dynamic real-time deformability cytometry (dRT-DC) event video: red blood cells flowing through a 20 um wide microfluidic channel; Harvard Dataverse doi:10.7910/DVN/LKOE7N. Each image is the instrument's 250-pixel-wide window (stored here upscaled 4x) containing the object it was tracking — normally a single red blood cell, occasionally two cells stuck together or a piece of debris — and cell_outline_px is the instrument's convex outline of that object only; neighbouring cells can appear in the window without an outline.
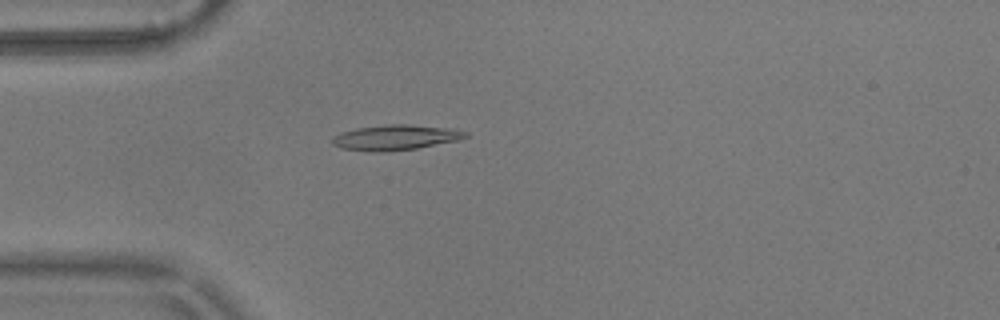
{"species": "common noctule bat (a hibernating species)", "species_latin": "Nyctalus noctula", "temperature_condition": "warm", "stored_images_in_passage": 55, "camera_frame_rate_fps": 3000, "um_per_image_px": 0.085, "animal": {"sex": "male", "body_mass_g": 17.9}, "frame": {"image": 1, "passage_image": 15, "time_ms": 4.667, "image_size_px": [1000, 320], "cell_outline_px": [[468, 136], [460, 140], [416, 148], [388, 152], [372, 152], [340, 148], [332, 144], [332, 140], [340, 132], [356, 128], [388, 124], [408, 124], [452, 128], [468, 132]], "centroid_in_image_um": [33.64, 11.68], "position_along_channel_um": 51.4, "area_um2": 19.77}}
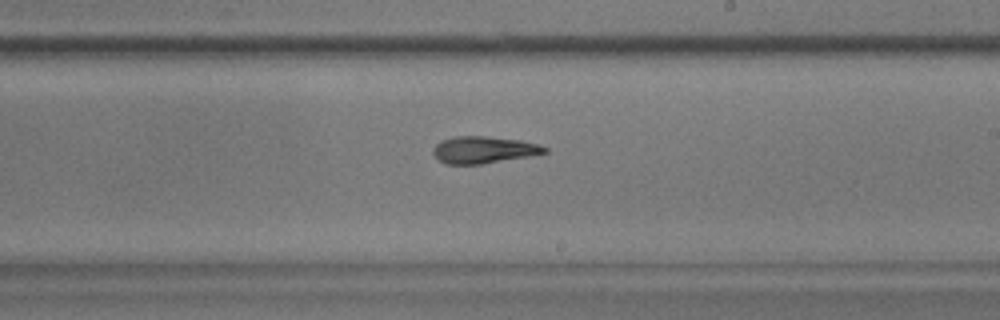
{"frame": {"image": 2, "passage_image": 32, "time_ms": 10.333, "image_size_px": [1000, 320], "cell_outline_px": [[548, 152], [528, 156], [480, 164], [444, 164], [432, 152], [432, 148], [440, 140], [456, 136], [484, 136], [520, 140], [540, 144], [548, 148]], "centroid_in_image_um": [41.1, 12.72], "position_along_channel_um": 247.9, "area_um2": 17.46}}
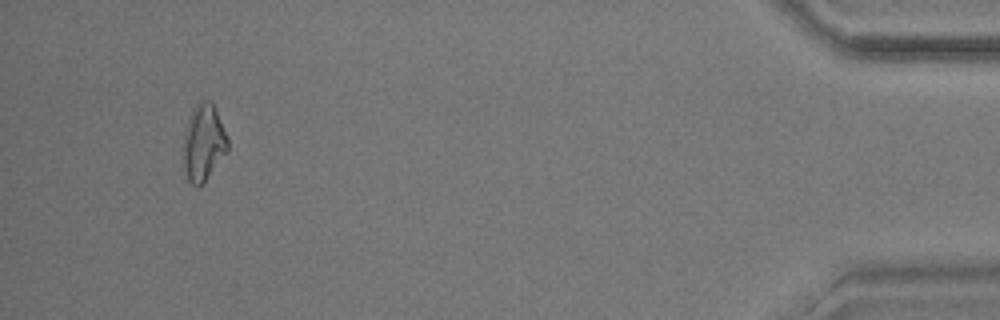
{"frame": {"image": 3, "passage_image": 52, "time_ms": 17.0, "image_size_px": [1000, 320], "cell_outline_px": [[228, 152], [200, 188], [192, 184], [188, 180], [184, 168], [184, 132], [192, 108], [204, 100], [208, 100], [212, 104], [228, 136]], "centroid_in_image_um": [17.31, 12.18], "position_along_channel_um": 417.9, "area_um2": 19.77}, "authors_computed_cell_mechanics": {"area_um2": 18.1492, "velocity_mm_per_s": 3.6195, "shape_relaxation_time_tau1_ms": null, "shape_relaxation_time_tau2_ms": 4.0779, "deformation_change_tau1": null, "deformation_change_tau2": 0.1131}}